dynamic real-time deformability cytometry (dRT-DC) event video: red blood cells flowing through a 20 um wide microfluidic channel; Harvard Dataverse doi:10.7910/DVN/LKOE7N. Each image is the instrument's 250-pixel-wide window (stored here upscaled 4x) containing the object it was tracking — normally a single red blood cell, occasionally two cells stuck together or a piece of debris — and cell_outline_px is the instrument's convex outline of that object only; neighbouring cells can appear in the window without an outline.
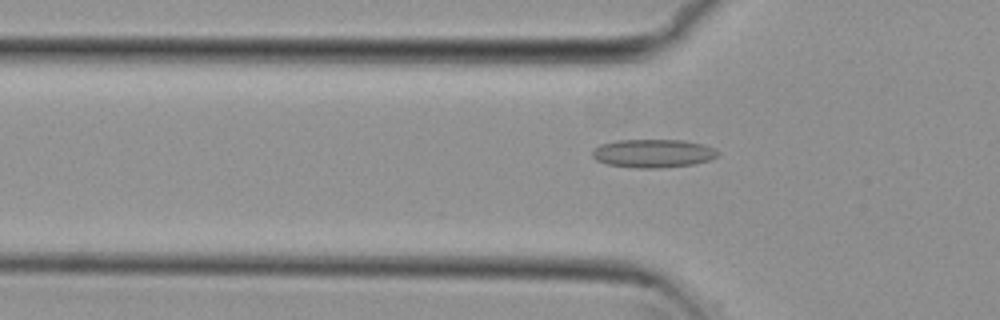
{"species": "common noctule bat (a hibernating species)", "species_latin": "Nyctalus noctula", "temperature_condition": "cold", "stored_images_in_passage": 47, "camera_frame_rate_fps": 3000, "um_per_image_px": 0.085, "animal": {"sex": "female", "body_mass_g": 29.2, "forearm_length_mm": 56.3}, "frame": {"image": 1, "passage_image": 17, "time_ms": 5.333, "image_size_px": [1000, 320], "cell_outline_px": [[720, 152], [716, 156], [708, 160], [692, 164], [660, 168], [636, 168], [608, 164], [596, 160], [592, 156], [592, 152], [600, 144], [616, 140], [684, 140], [704, 144]], "centroid_in_image_um": [55.5, 13.03], "position_along_channel_um": 70.3, "area_um2": 20.63}}
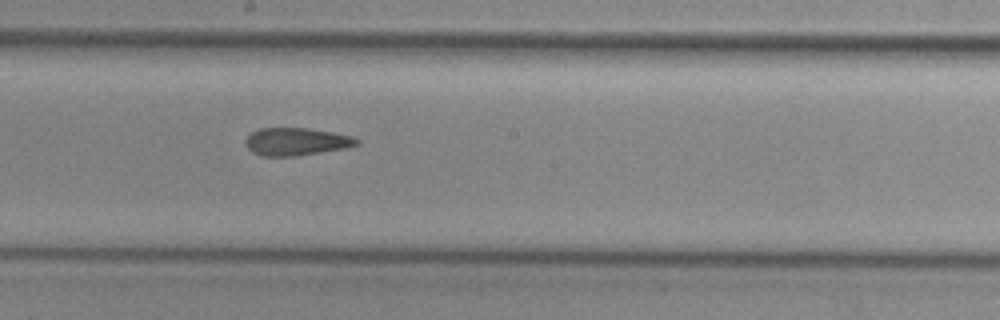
{"frame": {"image": 2, "passage_image": 29, "time_ms": 9.333, "image_size_px": [1000, 320], "cell_outline_px": [[360, 144], [344, 148], [296, 156], [260, 156], [252, 152], [244, 144], [244, 140], [252, 132], [260, 128], [308, 128], [332, 132], [352, 136], [360, 140]], "centroid_in_image_um": [25.16, 12.04], "position_along_channel_um": 223.0, "area_um2": 17.98}}
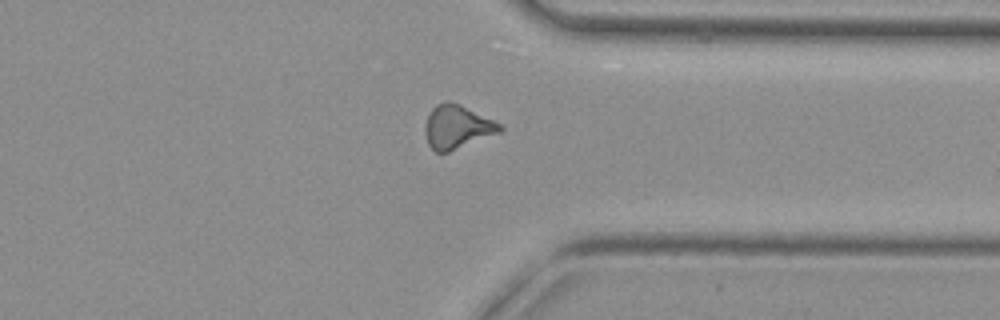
{"frame": {"image": 3, "passage_image": 41, "time_ms": 13.333, "image_size_px": [1000, 320], "cell_outline_px": [[504, 128], [500, 132], [448, 152], [436, 152], [428, 144], [424, 132], [424, 124], [432, 108], [436, 104], [444, 100], [448, 100], [460, 104], [500, 124]], "centroid_in_image_um": [38.81, 10.77], "position_along_channel_um": 372.6, "area_um2": 18.84}}